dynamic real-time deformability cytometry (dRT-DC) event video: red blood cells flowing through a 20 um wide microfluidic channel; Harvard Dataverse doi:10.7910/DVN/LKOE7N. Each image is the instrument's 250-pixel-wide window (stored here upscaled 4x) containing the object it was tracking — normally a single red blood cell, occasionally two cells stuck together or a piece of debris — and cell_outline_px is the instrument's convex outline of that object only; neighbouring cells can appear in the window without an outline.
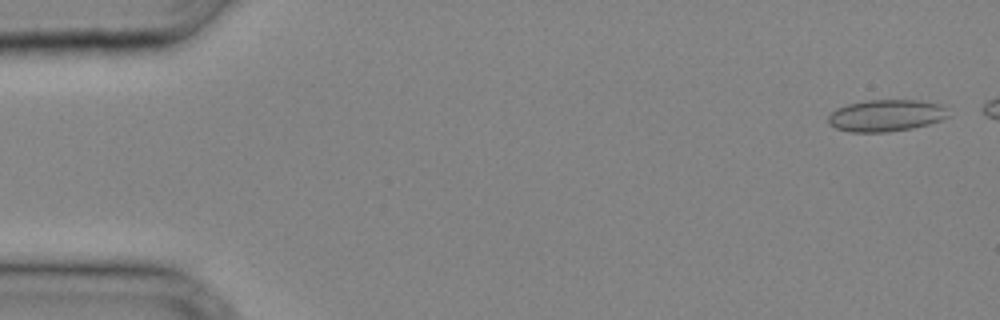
{"species": "common noctule bat (a hibernating species)", "species_latin": "Nyctalus noctula", "temperature_condition": "cold", "stored_images_in_passage": 31, "camera_frame_rate_fps": 3000, "um_per_image_px": 0.085, "animal": {"sex": "male", "body_mass_g": 20.4}, "frame": {"image": 1, "passage_image": 1, "time_ms": 0.0, "image_size_px": [1000, 320], "cell_outline_px": [[948, 116], [940, 120], [928, 124], [912, 128], [888, 132], [848, 132], [836, 128], [828, 124], [828, 116], [836, 108], [848, 104], [864, 100], [920, 100], [940, 104], [944, 108]], "centroid_in_image_um": [75.26, 9.82], "position_along_channel_um": 9.7, "area_um2": 22.25}}
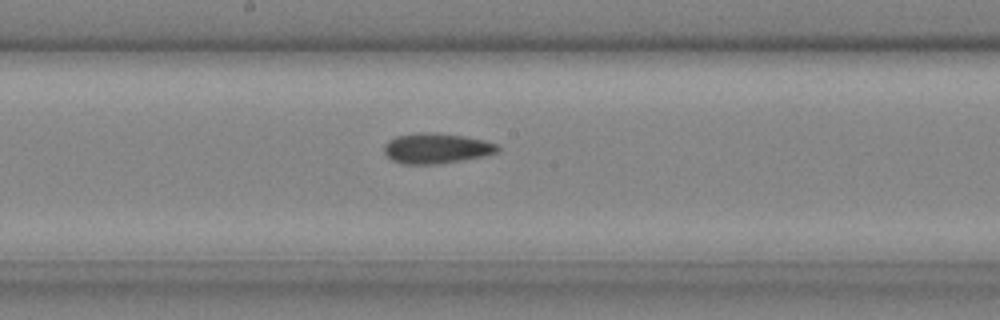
{"frame": {"image": 2, "passage_image": 18, "time_ms": 5.667, "image_size_px": [1000, 320], "cell_outline_px": [[500, 152], [484, 156], [436, 164], [400, 164], [392, 160], [384, 152], [384, 144], [388, 140], [396, 136], [424, 132], [464, 136], [484, 140], [496, 144], [500, 148]], "centroid_in_image_um": [37.09, 12.61], "position_along_channel_um": 211.1, "area_um2": 19.94}}
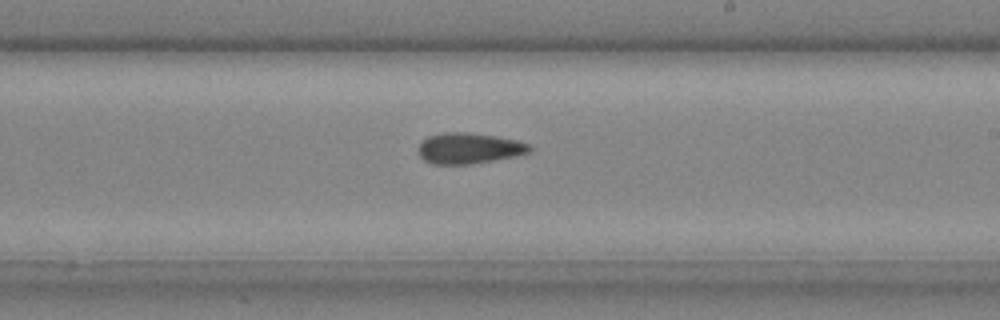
{"frame": {"image": 3, "passage_image": 20, "time_ms": 6.333, "image_size_px": [1000, 320], "cell_outline_px": [[532, 148], [528, 152], [512, 156], [472, 164], [432, 164], [424, 160], [416, 152], [416, 148], [428, 136], [444, 132], [468, 132], [496, 136], [516, 140], [532, 144]], "centroid_in_image_um": [39.82, 12.59], "position_along_channel_um": 249.2, "area_um2": 20.0}}